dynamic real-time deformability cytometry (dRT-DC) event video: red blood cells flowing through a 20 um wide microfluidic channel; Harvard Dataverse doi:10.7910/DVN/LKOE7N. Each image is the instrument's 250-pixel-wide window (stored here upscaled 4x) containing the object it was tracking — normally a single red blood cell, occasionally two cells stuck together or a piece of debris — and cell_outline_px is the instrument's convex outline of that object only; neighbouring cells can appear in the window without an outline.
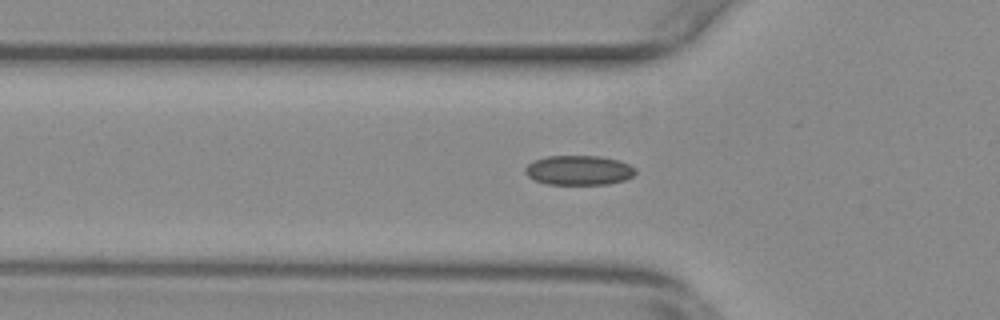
{"species": "common noctule bat (a hibernating species)", "species_latin": "Nyctalus noctula", "temperature_condition": "warm", "stored_images_in_passage": 39, "camera_frame_rate_fps": 3000, "um_per_image_px": 0.085, "animal": {"sex": "female", "body_mass_g": 29.2, "forearm_length_mm": 56.3}, "frame": {"image": 1, "passage_image": 3, "time_ms": 0.667, "image_size_px": [1000, 320], "cell_outline_px": [[636, 172], [632, 176], [624, 180], [608, 184], [548, 184], [532, 180], [524, 172], [524, 168], [532, 160], [548, 156], [600, 156], [620, 160], [636, 168]], "centroid_in_image_um": [49.18, 14.46], "position_along_channel_um": 76.6, "area_um2": 19.19}}
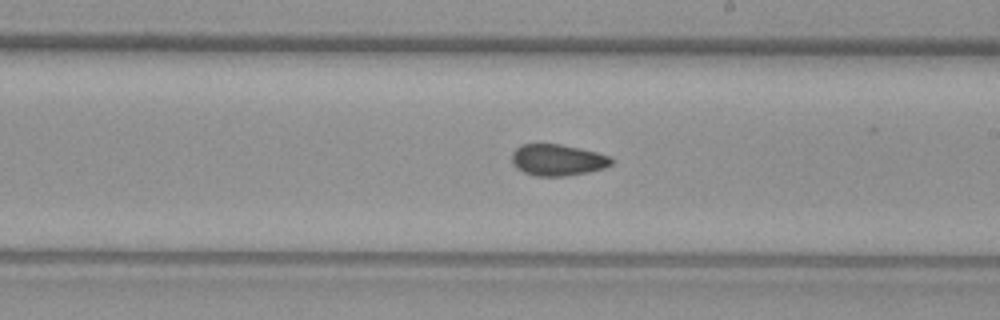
{"frame": {"image": 2, "passage_image": 16, "time_ms": 5.0, "image_size_px": [1000, 320], "cell_outline_px": [[612, 164], [604, 168], [588, 172], [564, 176], [536, 176], [524, 172], [516, 168], [512, 164], [512, 152], [520, 144], [560, 144], [580, 148], [612, 156]], "centroid_in_image_um": [47.39, 13.59], "position_along_channel_um": 241.6, "area_um2": 18.32}}
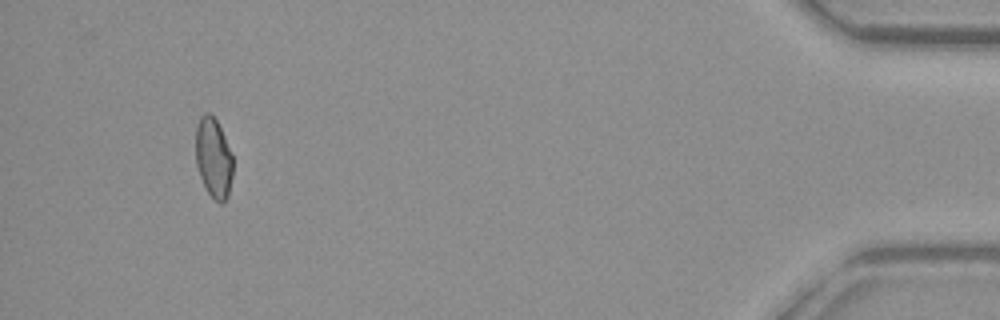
{"frame": {"image": 3, "passage_image": 36, "time_ms": 11.667, "image_size_px": [1000, 320], "cell_outline_px": [[232, 176], [228, 196], [220, 204], [208, 192], [200, 176], [196, 164], [196, 128], [200, 116], [204, 112], [208, 112], [216, 120], [232, 152]], "centroid_in_image_um": [18.14, 13.4], "position_along_channel_um": 417.1, "area_um2": 17.17}, "authors_computed_cell_mechanics": {"area_um2": 18.0336, "velocity_mm_per_s": 3.7913, "shape_relaxation_time_tau1_ms": null, "shape_relaxation_time_tau2_ms": 2.2228, "deformation_change_tau1": null, "deformation_change_tau2": 0.0698}}